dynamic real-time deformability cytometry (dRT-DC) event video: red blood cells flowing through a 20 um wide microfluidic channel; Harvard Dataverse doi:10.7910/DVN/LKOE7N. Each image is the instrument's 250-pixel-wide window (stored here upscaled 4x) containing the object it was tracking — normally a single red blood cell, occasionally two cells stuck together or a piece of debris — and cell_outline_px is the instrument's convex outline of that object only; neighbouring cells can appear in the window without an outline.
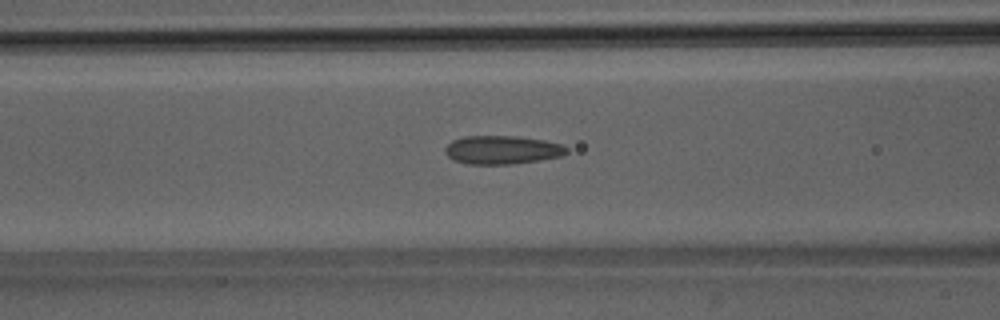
{"species": "Egyptian fruit bat (a non-hibernating species)", "species_latin": "Rousettus aegyptiacus", "temperature_condition": "room temperature", "stored_images_in_passage": 36, "camera_frame_rate_fps": 3000, "um_per_image_px": 0.085, "animal": {"sex": "male"}, "frame": {"image": 1, "passage_image": 6, "time_ms": 1.667, "image_size_px": [1000, 320], "cell_outline_px": [[568, 152], [560, 156], [516, 164], [464, 164], [452, 160], [444, 152], [444, 148], [452, 140], [464, 136], [516, 136], [544, 140], [564, 144], [568, 148]], "centroid_in_image_um": [42.66, 12.74], "position_along_channel_um": 123.9, "area_um2": 20.4}}
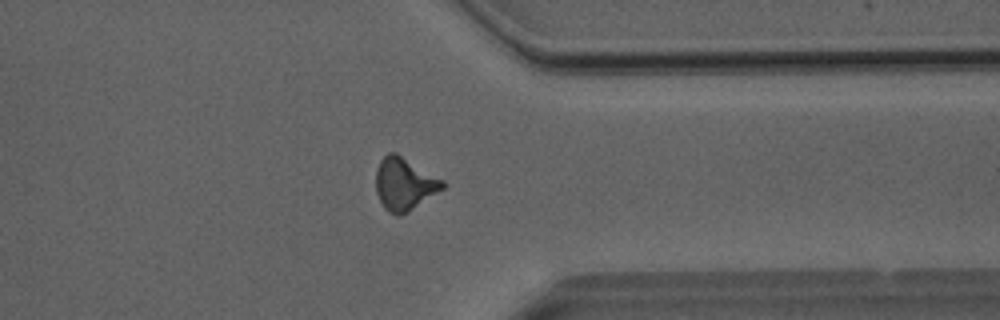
{"frame": {"image": 2, "passage_image": 25, "time_ms": 8.0, "image_size_px": [1000, 320], "cell_outline_px": [[448, 184], [444, 188], [400, 216], [388, 212], [384, 208], [376, 192], [376, 168], [380, 160], [388, 152], [396, 152], [444, 180]], "centroid_in_image_um": [34.37, 15.61], "position_along_channel_um": 377.0, "area_um2": 20.4}}
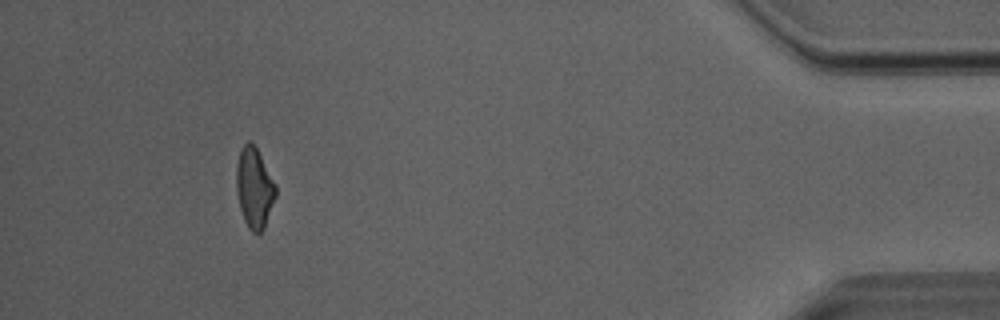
{"frame": {"image": 3, "passage_image": 32, "time_ms": 10.333, "image_size_px": [1000, 320], "cell_outline_px": [[276, 196], [264, 228], [260, 232], [252, 232], [248, 228], [244, 220], [240, 208], [236, 192], [236, 164], [240, 148], [248, 140], [252, 140], [276, 184]], "centroid_in_image_um": [21.6, 15.93], "position_along_channel_um": 413.6, "area_um2": 18.55}, "authors_computed_cell_mechanics": {"area_um2": 19.2763, "velocity_mm_per_s": 4.0747, "shape_relaxation_time_tau1_ms": 9.3681, "shape_relaxation_time_tau2_ms": 1.5703, "deformation_change_tau1": 0.2121, "deformation_change_tau2": 0.0903}}